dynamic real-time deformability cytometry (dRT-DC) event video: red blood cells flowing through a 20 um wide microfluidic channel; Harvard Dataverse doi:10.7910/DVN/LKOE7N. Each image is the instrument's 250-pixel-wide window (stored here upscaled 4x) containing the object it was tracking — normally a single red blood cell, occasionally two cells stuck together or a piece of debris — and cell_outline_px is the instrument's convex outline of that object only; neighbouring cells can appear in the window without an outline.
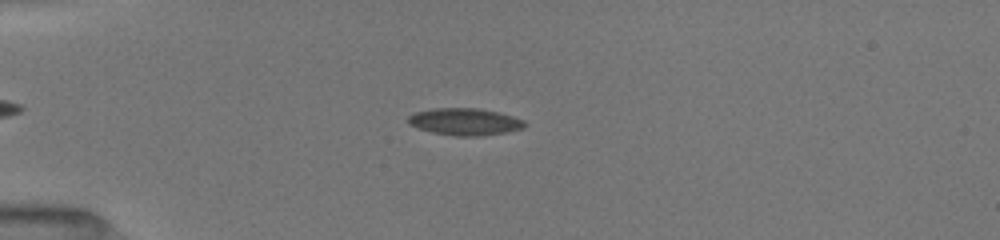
{"species": "common noctule bat (a hibernating species)", "species_latin": "Nyctalus noctula", "temperature_condition": "room temperature", "stored_images_in_passage": 38, "camera_frame_rate_fps": 3000, "um_per_image_px": 0.085, "animal": {"sex": "female", "body_mass_g": 19.5, "forearm_length_mm": 54.1}, "frame": {"image": 1, "passage_image": 11, "time_ms": 3.333, "image_size_px": [1000, 240], "cell_outline_px": [[528, 124], [524, 128], [504, 132], [480, 136], [456, 136], [432, 132], [408, 124], [408, 116], [416, 112], [432, 108], [476, 108], [500, 112], [524, 120]], "centroid_in_image_um": [39.53, 10.34], "position_along_channel_um": 45.5, "area_um2": 18.32}}
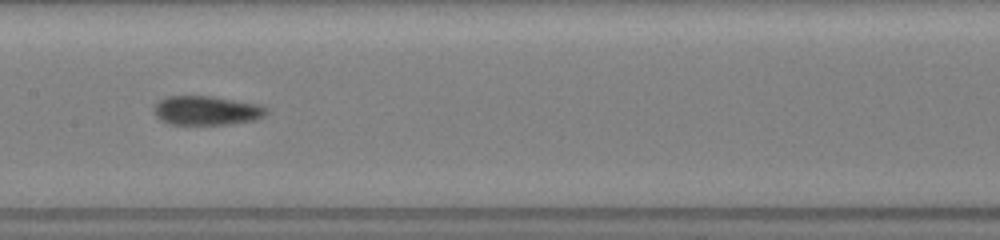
{"frame": {"image": 2, "passage_image": 24, "time_ms": 7.667, "image_size_px": [1000, 240], "cell_outline_px": [[268, 112], [264, 116], [252, 120], [228, 124], [168, 124], [160, 120], [156, 116], [156, 104], [164, 96], [212, 96], [260, 104], [268, 108]], "centroid_in_image_um": [17.58, 9.38], "position_along_channel_um": 189.8, "area_um2": 19.02}}
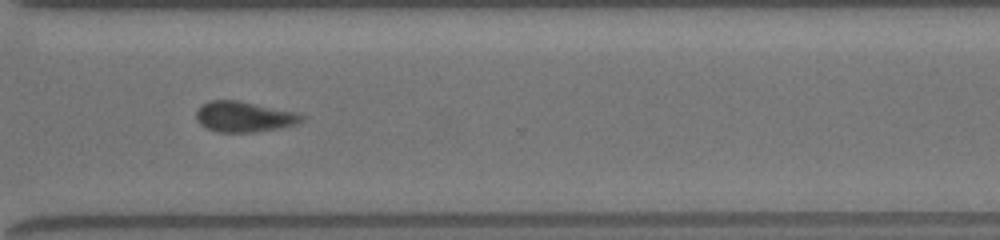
{"frame": {"image": 3, "passage_image": 36, "time_ms": 11.667, "image_size_px": [1000, 240], "cell_outline_px": [[304, 120], [296, 124], [280, 128], [252, 132], [220, 132], [208, 128], [200, 124], [196, 116], [196, 112], [208, 100], [236, 100], [296, 112], [304, 116]], "centroid_in_image_um": [20.76, 9.92], "position_along_channel_um": 349.8, "area_um2": 18.5}, "authors_computed_cell_mechanics": {"area_um2": 18.5249, "velocity_mm_per_s": 4.0035, "shape_relaxation_time_tau1_ms": 2.8125, "shape_relaxation_time_tau2_ms": 2.3569, "deformation_change_tau1": 0.0915, "deformation_change_tau2": 0.0856}}